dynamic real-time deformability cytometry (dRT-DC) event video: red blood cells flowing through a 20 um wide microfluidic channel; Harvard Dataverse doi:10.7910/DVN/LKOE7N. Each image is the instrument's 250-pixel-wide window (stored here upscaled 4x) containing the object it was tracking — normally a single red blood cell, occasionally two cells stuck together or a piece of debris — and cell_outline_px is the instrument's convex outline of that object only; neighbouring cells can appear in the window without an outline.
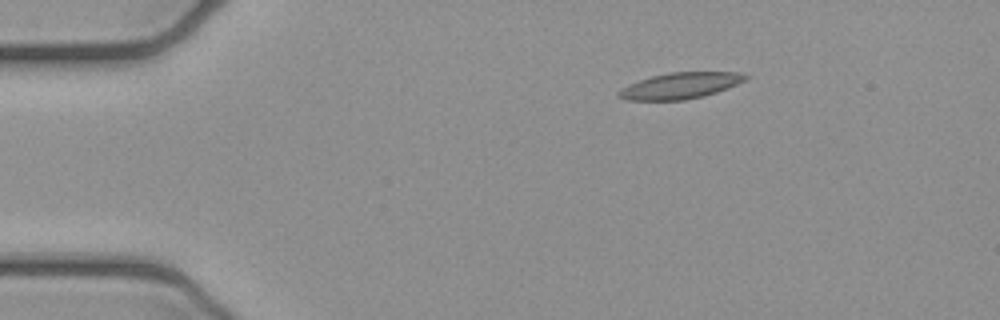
{"species": "common noctule bat (a hibernating species)", "species_latin": "Nyctalus noctula", "temperature_condition": "cold", "stored_images_in_passage": 7, "camera_frame_rate_fps": 3000, "um_per_image_px": 0.085, "animal": {"sex": "female", "body_mass_g": 21.9}, "frame": {"image": 1, "passage_image": 7, "time_ms": 2.0, "image_size_px": [1000, 320], "cell_outline_px": [[748, 76], [744, 80], [728, 88], [704, 96], [684, 100], [628, 100], [616, 96], [616, 92], [620, 88], [628, 84], [652, 76], [668, 72], [744, 72]], "centroid_in_image_um": [57.79, 7.28], "position_along_channel_um": 27.2, "area_um2": 19.36}}